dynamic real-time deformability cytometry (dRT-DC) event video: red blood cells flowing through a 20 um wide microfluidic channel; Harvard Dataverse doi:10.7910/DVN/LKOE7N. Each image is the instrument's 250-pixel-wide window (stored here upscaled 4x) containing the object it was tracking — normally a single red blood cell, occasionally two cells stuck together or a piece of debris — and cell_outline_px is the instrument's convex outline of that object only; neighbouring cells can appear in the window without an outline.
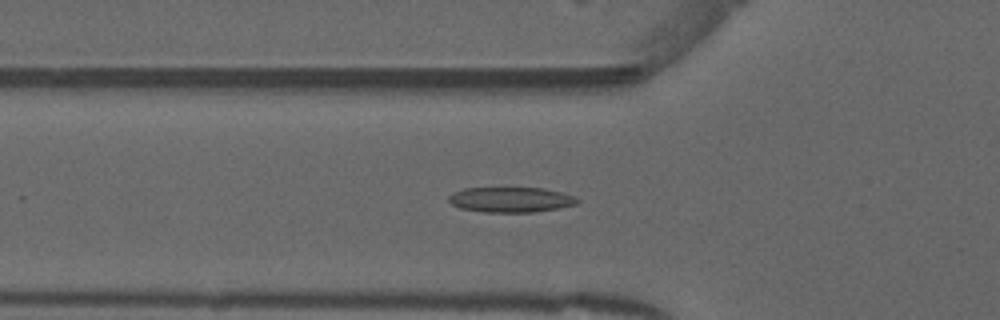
{"species": "common noctule bat (a hibernating species)", "species_latin": "Nyctalus noctula", "temperature_condition": "warm", "stored_images_in_passage": 49, "camera_frame_rate_fps": 3000, "um_per_image_px": 0.085, "animal": {"sex": "male", "forearm_length_mm": 52.5}, "frame": {"image": 1, "passage_image": 15, "time_ms": 4.667, "image_size_px": [1000, 320], "cell_outline_px": [[580, 200], [576, 204], [556, 208], [532, 212], [484, 212], [460, 208], [452, 204], [448, 200], [448, 196], [464, 188], [544, 188], [564, 192]], "centroid_in_image_um": [43.41, 16.97], "position_along_channel_um": 82.4, "area_um2": 18.73}}
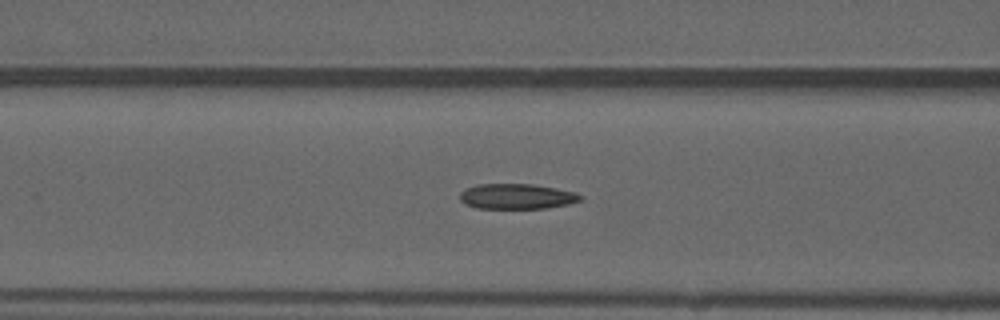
{"frame": {"image": 2, "passage_image": 18, "time_ms": 5.667, "image_size_px": [1000, 320], "cell_outline_px": [[584, 196], [580, 200], [568, 204], [548, 208], [476, 208], [464, 204], [460, 200], [460, 192], [464, 188], [476, 184], [532, 184], [556, 188], [576, 192]], "centroid_in_image_um": [43.9, 16.69], "position_along_channel_um": 122.7, "area_um2": 17.92}}
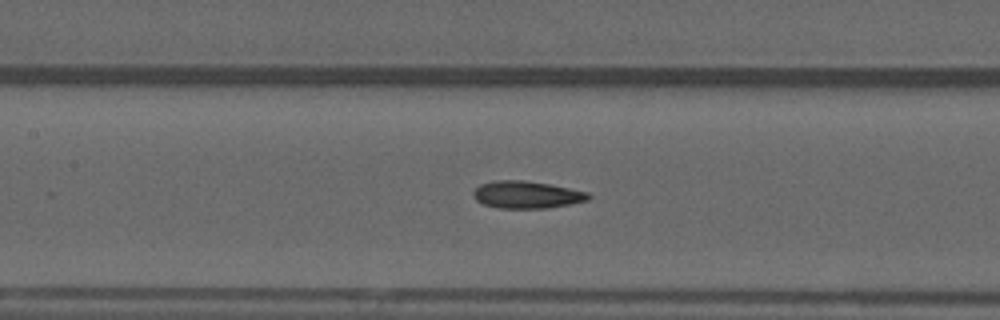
{"frame": {"image": 3, "passage_image": 21, "time_ms": 6.667, "image_size_px": [1000, 320], "cell_outline_px": [[592, 196], [588, 200], [568, 204], [544, 208], [496, 208], [484, 204], [476, 200], [472, 196], [472, 192], [480, 184], [492, 180], [524, 180], [548, 184], [588, 192]], "centroid_in_image_um": [44.72, 16.54], "position_along_channel_um": 162.7, "area_um2": 18.26}, "authors_computed_cell_mechanics": {"area_um2": 18.0914, "velocity_mm_per_s": 3.9731, "shape_relaxation_time_tau1_ms": null, "shape_relaxation_time_tau2_ms": 2.7885, "deformation_change_tau1": null, "deformation_change_tau2": 0.1013}}